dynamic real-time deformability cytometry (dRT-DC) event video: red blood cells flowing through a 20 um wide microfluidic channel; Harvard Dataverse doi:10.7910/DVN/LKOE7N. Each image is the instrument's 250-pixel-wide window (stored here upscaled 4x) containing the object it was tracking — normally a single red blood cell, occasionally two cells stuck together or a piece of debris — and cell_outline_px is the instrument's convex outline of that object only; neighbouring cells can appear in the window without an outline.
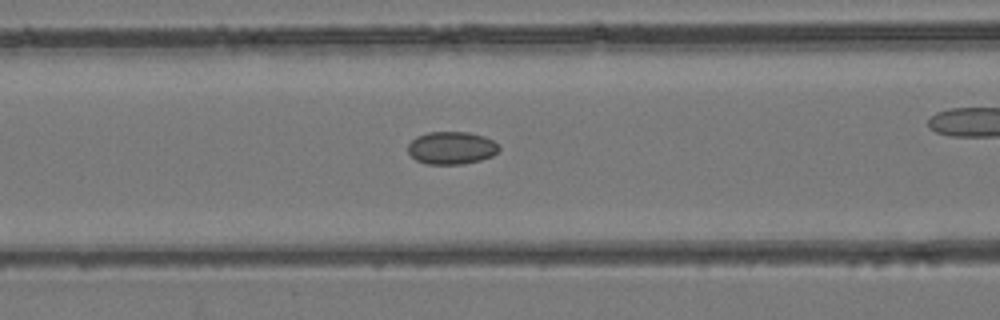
{"species": "common noctule bat (a hibernating species)", "species_latin": "Nyctalus noctula", "temperature_condition": "room temperature", "stored_images_in_passage": 45, "camera_frame_rate_fps": 3000, "um_per_image_px": 0.085, "animal": {"sex": "female", "body_mass_g": 24.6, "forearm_length_mm": 56.2}, "frame": {"image": 1, "passage_image": 20, "time_ms": 6.333, "image_size_px": [1000, 320], "cell_outline_px": [[500, 148], [492, 156], [480, 160], [460, 164], [428, 164], [416, 160], [408, 152], [408, 144], [416, 136], [428, 132], [468, 132], [484, 136], [492, 140]], "centroid_in_image_um": [38.35, 12.56], "position_along_channel_um": 128.2, "area_um2": 17.22}}
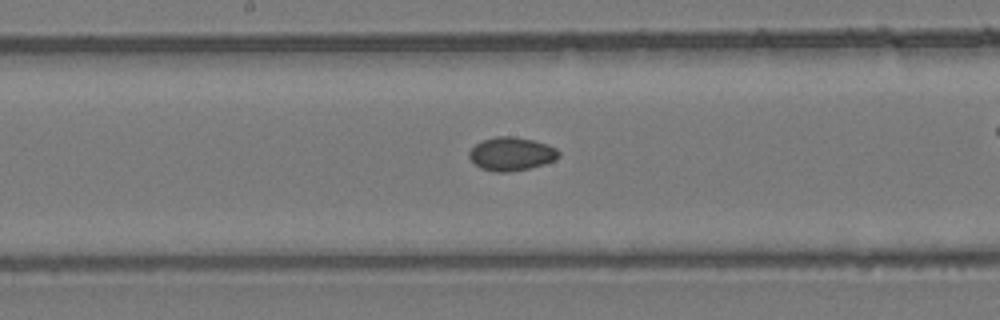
{"frame": {"image": 2, "passage_image": 25, "time_ms": 8.0, "image_size_px": [1000, 320], "cell_outline_px": [[560, 156], [556, 160], [544, 164], [528, 168], [508, 172], [496, 172], [480, 168], [468, 156], [468, 152], [476, 144], [484, 140], [496, 136], [512, 136], [532, 140], [548, 144], [556, 148], [560, 152]], "centroid_in_image_um": [43.49, 13.08], "position_along_channel_um": 204.7, "area_um2": 17.4}}
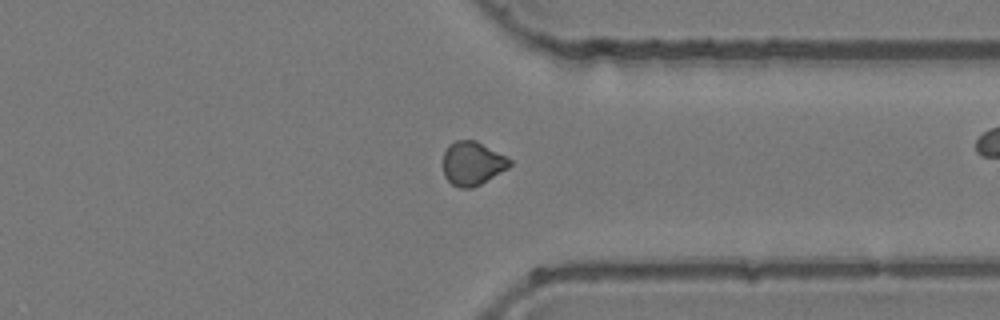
{"frame": {"image": 3, "passage_image": 36, "time_ms": 11.667, "image_size_px": [1000, 320], "cell_outline_px": [[512, 164], [508, 168], [480, 184], [472, 188], [460, 188], [452, 184], [444, 176], [444, 152], [448, 144], [456, 140], [476, 140], [512, 160]], "centroid_in_image_um": [40.14, 13.88], "position_along_channel_um": 371.3, "area_um2": 16.88}}